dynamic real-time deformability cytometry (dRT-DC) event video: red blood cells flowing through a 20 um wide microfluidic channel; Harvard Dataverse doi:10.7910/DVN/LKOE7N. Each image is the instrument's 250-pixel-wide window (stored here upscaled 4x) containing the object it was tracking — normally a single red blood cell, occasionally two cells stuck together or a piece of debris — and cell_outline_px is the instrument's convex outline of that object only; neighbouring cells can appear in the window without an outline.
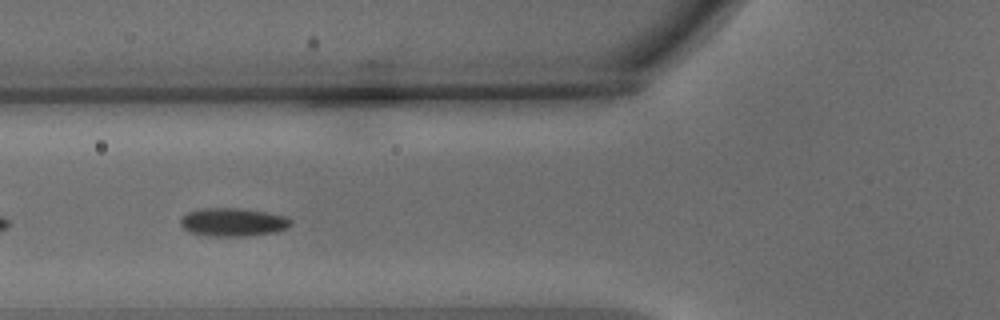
{"species": "common noctule bat (a hibernating species)", "species_latin": "Nyctalus noctula", "temperature_condition": "warm", "stored_images_in_passage": 12, "camera_frame_rate_fps": 3000, "um_per_image_px": 0.085, "animal": {"sex": "male", "body_mass_g": 15.6}, "frame": {"image": 1, "passage_image": 6, "time_ms": 1.667, "image_size_px": [1000, 320], "cell_outline_px": [[292, 224], [288, 228], [276, 232], [244, 236], [204, 236], [192, 232], [184, 228], [180, 224], [180, 220], [188, 212], [200, 208], [240, 208], [264, 212], [284, 216], [292, 220]], "centroid_in_image_um": [19.81, 18.88], "position_along_channel_um": 106.0, "area_um2": 18.15}}
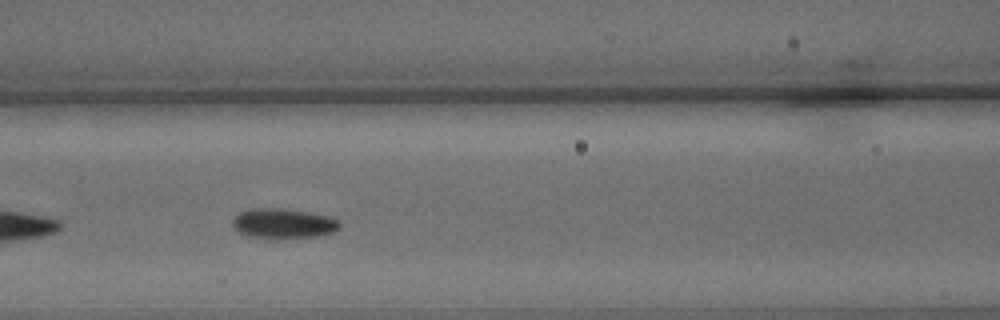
{"frame": {"image": 2, "passage_image": 9, "time_ms": 2.667, "image_size_px": [1000, 320], "cell_outline_px": [[340, 228], [332, 232], [320, 236], [276, 240], [272, 240], [248, 236], [240, 232], [232, 224], [232, 220], [240, 212], [248, 208], [280, 208], [308, 212], [332, 216], [340, 220]], "centroid_in_image_um": [24.11, 19.01], "position_along_channel_um": 142.5, "area_um2": 19.25}}